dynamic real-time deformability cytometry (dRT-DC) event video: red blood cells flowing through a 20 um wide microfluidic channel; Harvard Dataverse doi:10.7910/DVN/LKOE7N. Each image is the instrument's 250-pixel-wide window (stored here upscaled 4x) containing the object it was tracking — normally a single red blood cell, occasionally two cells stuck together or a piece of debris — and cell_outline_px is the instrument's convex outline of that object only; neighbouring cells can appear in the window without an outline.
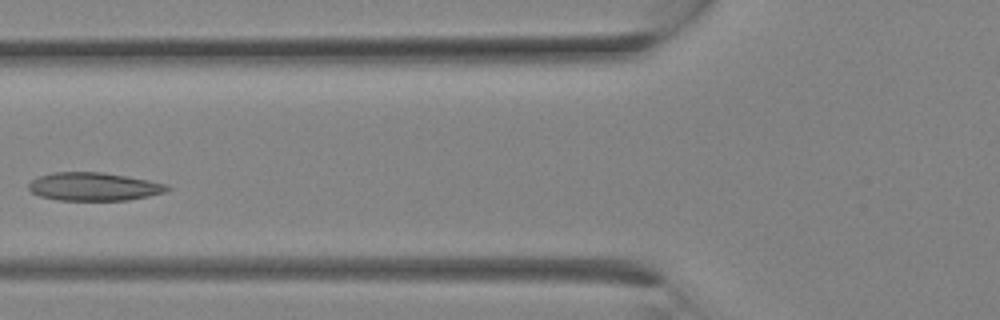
{"species": "Egyptian fruit bat (a non-hibernating species)", "species_latin": "Rousettus aegyptiacus", "temperature_condition": "room temperature", "stored_images_in_passage": 26, "camera_frame_rate_fps": 3000, "um_per_image_px": 0.085, "animal": {"sex": "female"}, "frame": {"image": 1, "passage_image": 8, "time_ms": 2.333, "image_size_px": [1000, 320], "cell_outline_px": [[172, 188], [164, 192], [148, 196], [128, 200], [56, 200], [40, 196], [32, 192], [28, 188], [28, 184], [36, 176], [52, 172], [100, 172], [148, 180], [168, 184]], "centroid_in_image_um": [7.95, 15.86], "position_along_channel_um": 117.9, "area_um2": 22.77}}
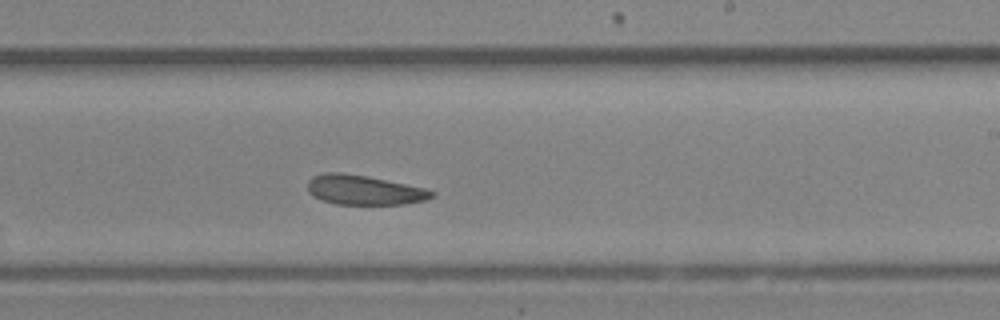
{"frame": {"image": 2, "passage_image": 14, "time_ms": 4.333, "image_size_px": [1000, 320], "cell_outline_px": [[436, 196], [428, 200], [404, 204], [336, 204], [320, 200], [312, 196], [308, 192], [308, 180], [312, 176], [324, 172], [340, 172], [368, 176], [428, 188], [436, 192]], "centroid_in_image_um": [30.98, 16.14], "position_along_channel_um": 258.0, "area_um2": 21.91}}
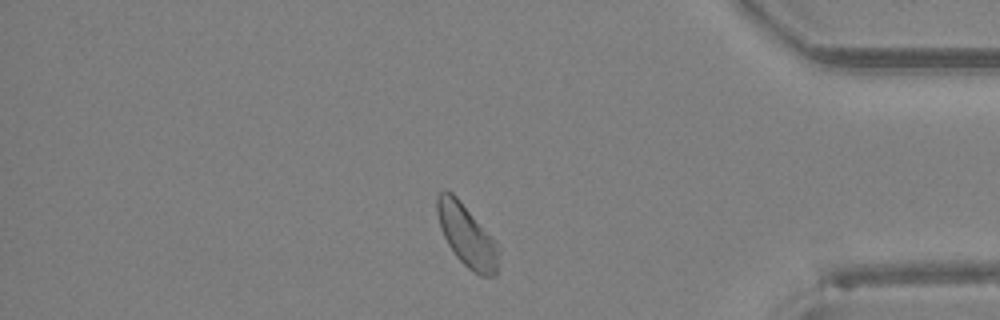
{"frame": {"image": 3, "passage_image": 21, "time_ms": 6.667, "image_size_px": [1000, 320], "cell_outline_px": [[500, 264], [496, 276], [480, 276], [472, 272], [456, 256], [448, 244], [440, 228], [436, 212], [436, 196], [444, 188], [452, 192], [456, 196], [496, 240]], "centroid_in_image_um": [39.69, 20.03], "position_along_channel_um": 395.5, "area_um2": 22.54}}